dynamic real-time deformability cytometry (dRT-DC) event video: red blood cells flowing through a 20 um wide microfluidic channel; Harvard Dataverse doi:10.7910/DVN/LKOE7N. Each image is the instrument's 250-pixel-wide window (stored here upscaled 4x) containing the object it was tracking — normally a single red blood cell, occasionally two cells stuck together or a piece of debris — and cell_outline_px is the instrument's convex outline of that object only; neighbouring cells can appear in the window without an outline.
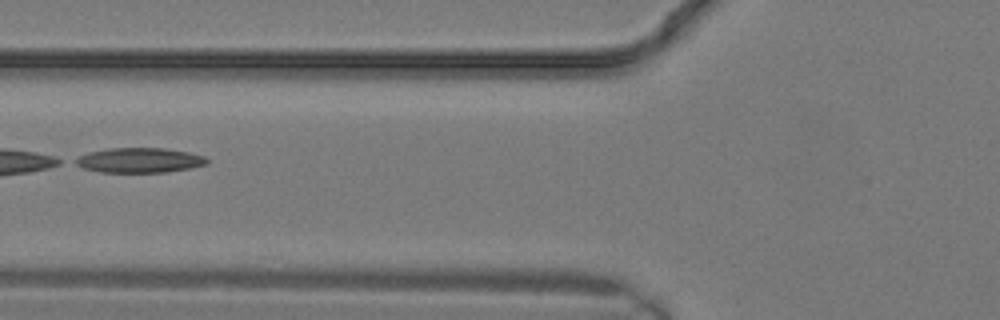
{"species": "common noctule bat (a hibernating species)", "species_latin": "Nyctalus noctula", "temperature_condition": "warm", "stored_images_in_passage": 18, "camera_frame_rate_fps": 3000, "um_per_image_px": 0.085, "animal": {"sex": "male", "body_mass_g": 19.2, "forearm_length_mm": 51.8}, "frame": {"image": 1, "passage_image": 5, "time_ms": 1.333, "image_size_px": [1000, 320], "cell_outline_px": [[208, 164], [192, 168], [168, 172], [100, 172], [84, 168], [68, 160], [76, 156], [88, 152], [108, 148], [164, 148], [188, 152], [204, 156], [208, 160]], "centroid_in_image_um": [11.8, 13.62], "position_along_channel_um": 114.0, "area_um2": 19.36}}
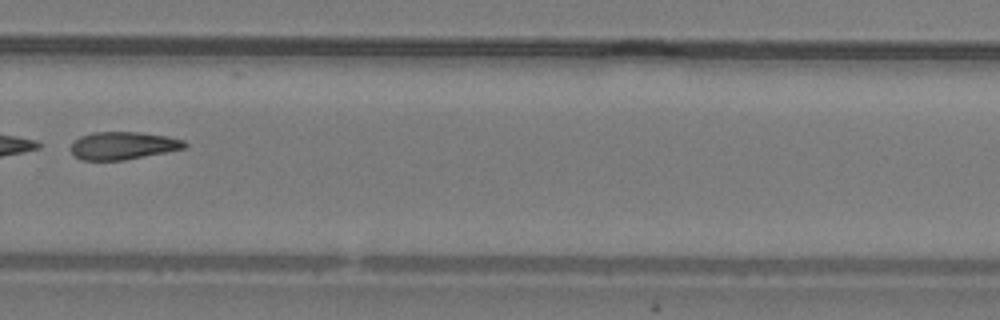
{"frame": {"image": 2, "passage_image": 13, "time_ms": 4.0, "image_size_px": [1000, 320], "cell_outline_px": [[188, 144], [184, 148], [124, 160], [80, 160], [72, 156], [72, 144], [80, 136], [92, 132], [136, 132], [164, 136], [184, 140]], "centroid_in_image_um": [10.41, 12.38], "position_along_channel_um": 319.4, "area_um2": 18.15}}